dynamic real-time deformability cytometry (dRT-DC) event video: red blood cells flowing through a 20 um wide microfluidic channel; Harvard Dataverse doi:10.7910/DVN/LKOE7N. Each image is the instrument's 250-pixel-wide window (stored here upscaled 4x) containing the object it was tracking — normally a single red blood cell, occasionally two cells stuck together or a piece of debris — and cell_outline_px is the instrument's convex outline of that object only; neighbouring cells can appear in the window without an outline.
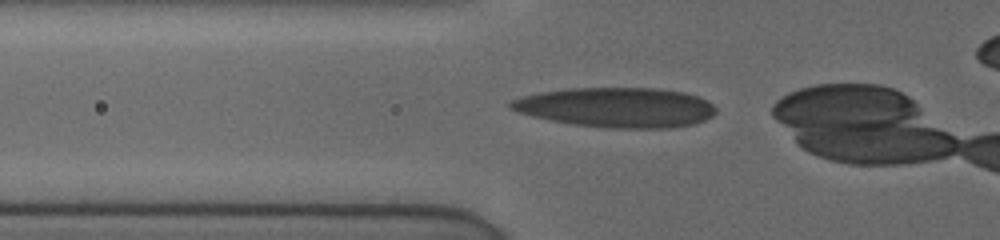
{"species": "human", "species_latin": "Homo sapiens", "temperature_condition": "cold", "stored_images_in_passage": 11, "camera_frame_rate_fps": 3000, "um_per_image_px": 0.085, "donor": {"sex": "female"}, "frame": {"image": 1, "passage_image": 7, "time_ms": 4.0, "image_size_px": [1000, 240], "cell_outline_px": [[716, 112], [712, 116], [696, 124], [672, 128], [608, 128], [576, 124], [552, 120], [532, 116], [508, 108], [508, 104], [512, 100], [524, 96], [540, 92], [564, 88], [660, 88], [684, 92], [708, 100], [716, 108]], "centroid_in_image_um": [52.44, 9.12], "position_along_channel_um": 73.4, "area_um2": 47.74}}
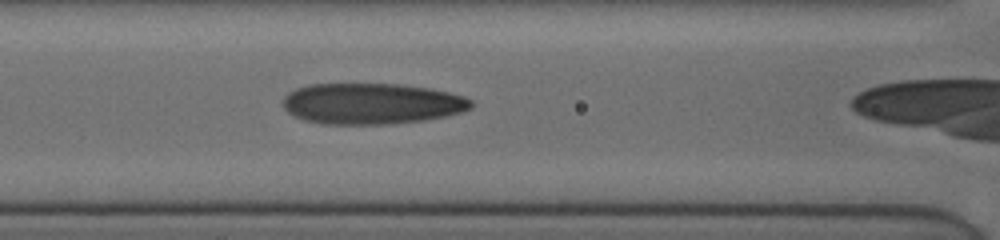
{"frame": {"image": 2, "passage_image": 10, "time_ms": 5.667, "image_size_px": [1000, 240], "cell_outline_px": [[472, 108], [460, 112], [444, 116], [424, 120], [388, 124], [324, 124], [304, 120], [292, 116], [284, 108], [284, 96], [288, 92], [296, 88], [308, 84], [400, 84], [432, 88], [464, 96], [472, 100]], "centroid_in_image_um": [31.58, 8.8], "position_along_channel_um": 135.0, "area_um2": 45.14}}